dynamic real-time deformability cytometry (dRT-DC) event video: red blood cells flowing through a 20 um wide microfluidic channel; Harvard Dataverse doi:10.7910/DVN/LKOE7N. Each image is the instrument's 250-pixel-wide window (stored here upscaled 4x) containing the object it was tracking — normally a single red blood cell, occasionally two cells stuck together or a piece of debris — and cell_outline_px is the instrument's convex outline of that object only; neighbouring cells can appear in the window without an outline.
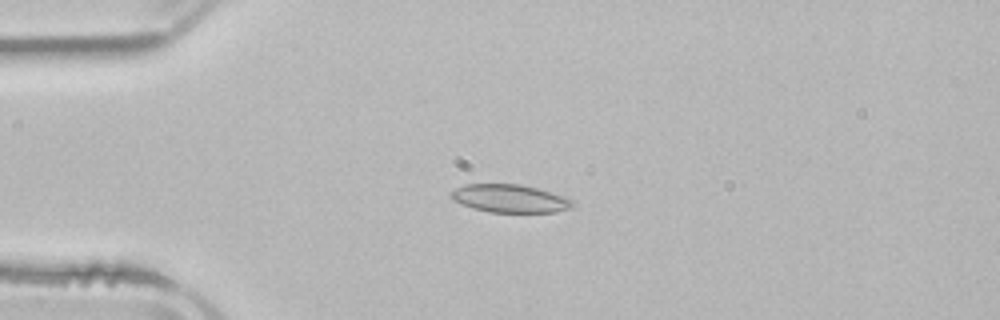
{"species": "common noctule bat (a hibernating species)", "species_latin": "Nyctalus noctula", "temperature_condition": "room temperature", "stored_images_in_passage": 3, "camera_frame_rate_fps": 3000, "um_per_image_px": 0.085, "animal": {"sex": "male", "body_mass_g": 21.5, "forearm_length_mm": 52.0}, "frame": {"image": 1, "passage_image": 3, "time_ms": 4.0, "image_size_px": [1000, 320], "cell_outline_px": [[576, 200], [572, 208], [556, 212], [492, 212], [472, 208], [452, 200], [448, 196], [456, 188], [464, 184], [520, 184], [536, 188], [564, 196]], "centroid_in_image_um": [43.36, 16.87], "position_along_channel_um": 41.6, "area_um2": 19.94}}